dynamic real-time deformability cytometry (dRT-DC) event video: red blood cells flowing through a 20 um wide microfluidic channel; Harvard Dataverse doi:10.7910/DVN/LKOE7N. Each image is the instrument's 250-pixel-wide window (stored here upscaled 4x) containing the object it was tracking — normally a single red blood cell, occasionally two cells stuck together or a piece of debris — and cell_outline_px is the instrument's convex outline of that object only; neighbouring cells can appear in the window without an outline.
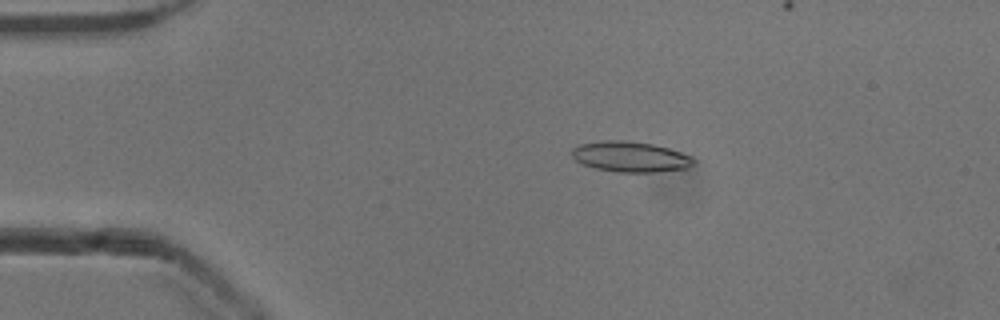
{"species": "common noctule bat (a hibernating species)", "species_latin": "Nyctalus noctula", "temperature_condition": "cold", "stored_images_in_passage": 46, "camera_frame_rate_fps": 3000, "um_per_image_px": 0.085, "animal": {"sex": "male", "body_mass_g": 13.3}, "frame": {"image": 1, "passage_image": 10, "time_ms": 3.0, "image_size_px": [1000, 320], "cell_outline_px": [[696, 160], [692, 164], [684, 168], [656, 172], [616, 172], [596, 168], [584, 164], [576, 160], [572, 156], [572, 148], [580, 144], [600, 140], [624, 140], [652, 144], [668, 148], [692, 156]], "centroid_in_image_um": [53.56, 13.31], "position_along_channel_um": 31.4, "area_um2": 21.5}}
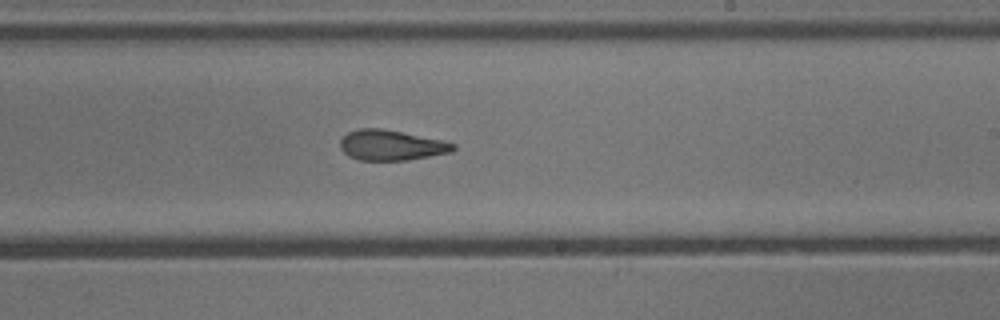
{"frame": {"image": 2, "passage_image": 31, "time_ms": 10.0, "image_size_px": [1000, 320], "cell_outline_px": [[456, 148], [452, 152], [408, 160], [360, 160], [348, 156], [340, 148], [340, 140], [348, 132], [360, 128], [380, 128], [444, 140], [456, 144]], "centroid_in_image_um": [33.27, 12.34], "position_along_channel_um": 255.7, "area_um2": 20.0}}
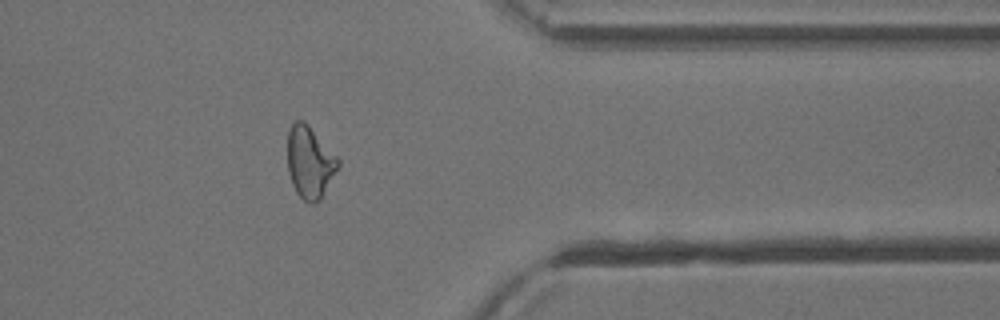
{"frame": {"image": 3, "passage_image": 42, "time_ms": 13.667, "image_size_px": [1000, 320], "cell_outline_px": [[340, 168], [320, 200], [316, 204], [308, 204], [296, 192], [292, 184], [288, 172], [288, 132], [292, 124], [296, 120], [304, 120], [308, 124], [340, 160]], "centroid_in_image_um": [26.35, 13.82], "position_along_channel_um": 385.0, "area_um2": 21.44}}